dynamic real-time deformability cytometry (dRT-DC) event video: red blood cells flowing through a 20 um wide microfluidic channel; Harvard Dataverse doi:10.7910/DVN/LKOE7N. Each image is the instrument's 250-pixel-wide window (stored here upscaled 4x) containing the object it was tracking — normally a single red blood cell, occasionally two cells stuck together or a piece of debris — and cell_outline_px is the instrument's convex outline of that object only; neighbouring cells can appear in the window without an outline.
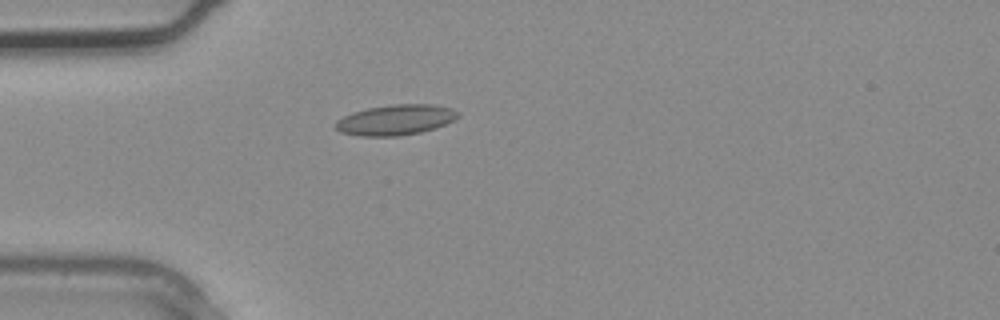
{"species": "common noctule bat (a hibernating species)", "species_latin": "Nyctalus noctula", "temperature_condition": "warm", "stored_images_in_passage": 3, "camera_frame_rate_fps": 3000, "um_per_image_px": 0.085, "animal": {"sex": "male", "body_mass_g": 20.4}, "frame": {"image": 1, "passage_image": 3, "time_ms": 0.667, "image_size_px": [1000, 320], "cell_outline_px": [[460, 116], [444, 124], [420, 132], [400, 136], [360, 136], [340, 132], [336, 128], [336, 120], [352, 112], [368, 108], [392, 104], [432, 104], [452, 108], [460, 112]], "centroid_in_image_um": [33.62, 10.18], "position_along_channel_um": 51.4, "area_um2": 21.62}}